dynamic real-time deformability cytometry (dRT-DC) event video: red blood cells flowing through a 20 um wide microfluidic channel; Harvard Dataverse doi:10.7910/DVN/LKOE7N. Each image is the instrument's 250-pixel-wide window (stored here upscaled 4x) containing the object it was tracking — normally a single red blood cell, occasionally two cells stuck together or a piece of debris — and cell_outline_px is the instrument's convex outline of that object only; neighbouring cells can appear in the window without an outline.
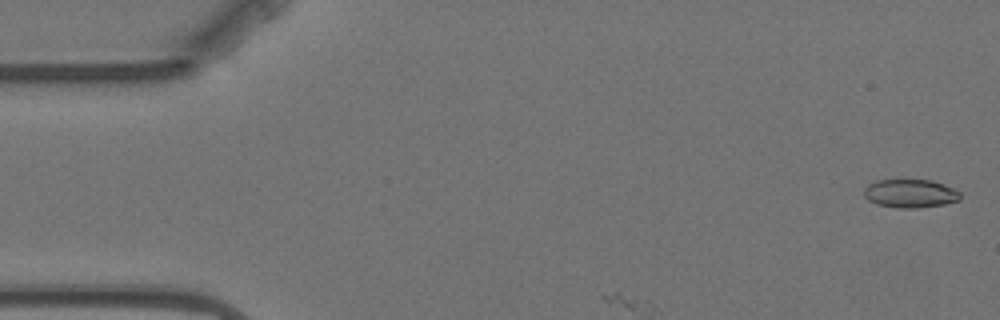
{"species": "Egyptian fruit bat (a non-hibernating species)", "species_latin": "Rousettus aegyptiacus", "temperature_condition": "warm", "stored_images_in_passage": 9, "camera_frame_rate_fps": 3000, "um_per_image_px": 0.085, "animal": {"sex": "female"}, "frame": {"image": 1, "passage_image": 1, "time_ms": 0.0, "image_size_px": [1000, 320], "cell_outline_px": [[960, 200], [944, 204], [916, 208], [896, 208], [876, 204], [868, 200], [864, 196], [864, 188], [868, 184], [876, 180], [932, 180], [944, 184], [960, 192]], "centroid_in_image_um": [77.35, 16.45], "position_along_channel_um": 7.6, "area_um2": 16.01}}
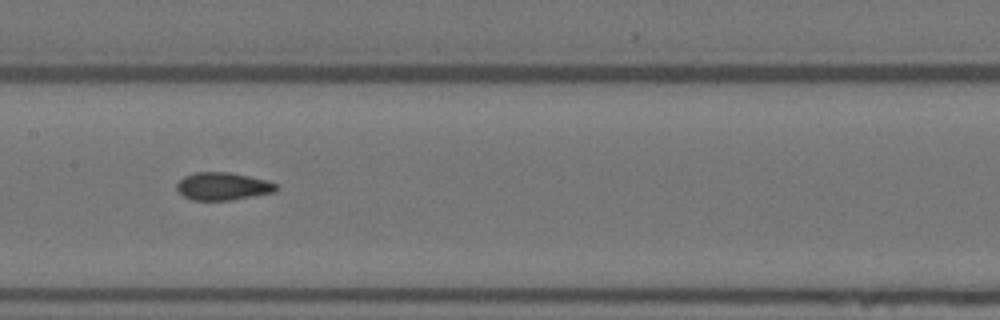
{"frame": {"image": 2, "passage_image": 6, "time_ms": 8.667, "image_size_px": [1000, 320], "cell_outline_px": [[280, 188], [276, 192], [232, 200], [192, 200], [184, 196], [176, 188], [176, 184], [184, 176], [196, 172], [228, 172], [248, 176], [280, 184]], "centroid_in_image_um": [18.98, 15.84], "position_along_channel_um": 188.4, "area_um2": 16.13}}
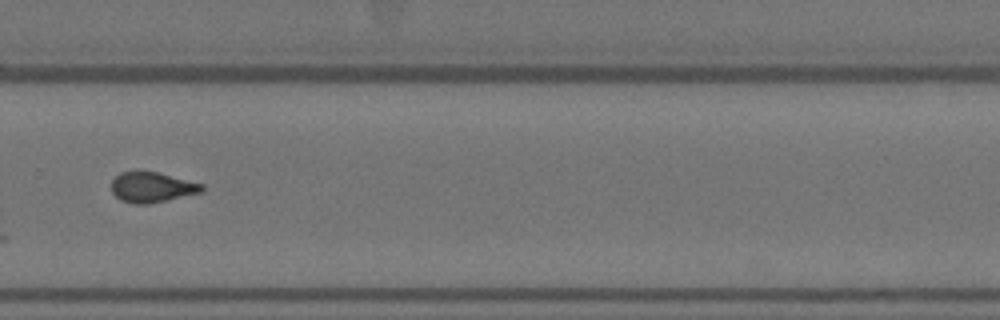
{"frame": {"image": 3, "passage_image": 9, "time_ms": 12.333, "image_size_px": [1000, 320], "cell_outline_px": [[204, 192], [168, 200], [148, 204], [132, 204], [120, 200], [112, 192], [112, 180], [120, 172], [160, 172], [204, 184]], "centroid_in_image_um": [12.96, 15.92], "position_along_channel_um": 316.8, "area_um2": 16.13}}